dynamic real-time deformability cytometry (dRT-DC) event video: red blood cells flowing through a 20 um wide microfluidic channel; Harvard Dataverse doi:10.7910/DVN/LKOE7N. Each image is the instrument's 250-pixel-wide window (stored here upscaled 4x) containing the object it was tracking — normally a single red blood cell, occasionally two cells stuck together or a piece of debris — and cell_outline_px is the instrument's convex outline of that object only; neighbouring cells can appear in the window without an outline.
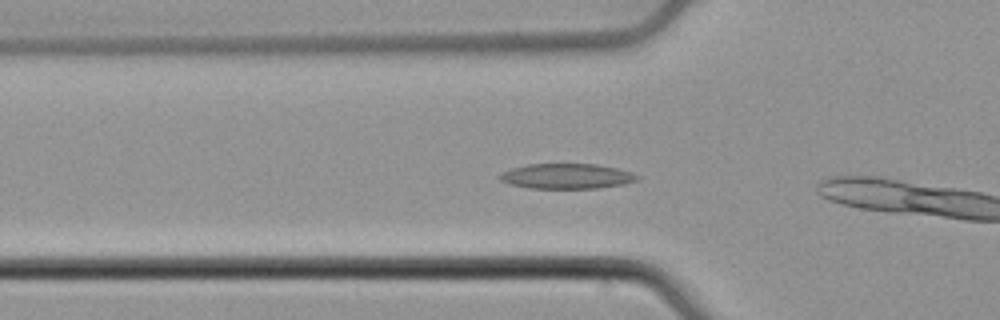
{"species": "common noctule bat (a hibernating species)", "species_latin": "Nyctalus noctula", "temperature_condition": "cold", "stored_images_in_passage": 5, "camera_frame_rate_fps": 3000, "um_per_image_px": 0.085, "animal": {"sex": "male", "body_mass_g": 21.5, "forearm_length_mm": 52.0}, "frame": {"image": 1, "passage_image": 4, "time_ms": 1.0, "image_size_px": [1000, 320], "cell_outline_px": [[640, 180], [624, 184], [596, 188], [528, 188], [512, 184], [500, 180], [496, 176], [512, 168], [528, 164], [596, 164], [616, 168], [632, 172], [640, 176]], "centroid_in_image_um": [48.2, 14.97], "position_along_channel_um": 77.6, "area_um2": 20.11}}